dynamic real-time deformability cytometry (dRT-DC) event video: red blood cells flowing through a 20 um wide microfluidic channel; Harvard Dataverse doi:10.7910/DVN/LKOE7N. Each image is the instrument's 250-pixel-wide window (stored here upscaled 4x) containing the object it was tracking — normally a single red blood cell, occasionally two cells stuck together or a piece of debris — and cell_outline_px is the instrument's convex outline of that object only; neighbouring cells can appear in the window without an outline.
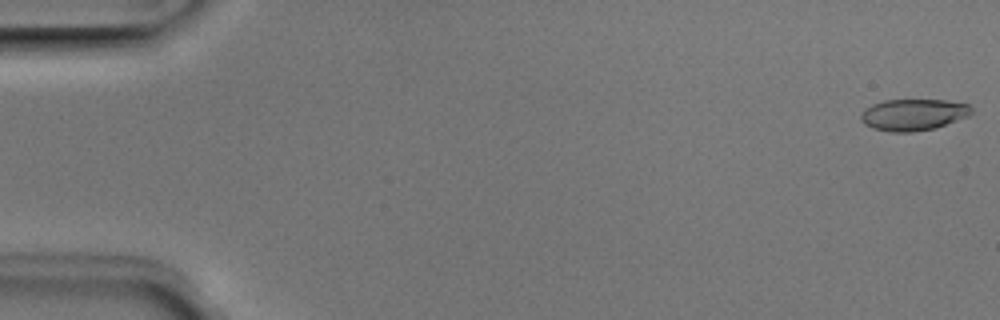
{"species": "Egyptian fruit bat (a non-hibernating species)", "species_latin": "Rousettus aegyptiacus", "temperature_condition": "room temperature", "stored_images_in_passage": 2, "camera_frame_rate_fps": 3000, "um_per_image_px": 0.085, "animal": {"sex": "male"}, "frame": {"image": 1, "passage_image": 2, "time_ms": 0.333, "image_size_px": [1000, 320], "cell_outline_px": [[972, 112], [968, 116], [936, 128], [912, 132], [888, 132], [872, 128], [864, 124], [860, 120], [860, 116], [864, 108], [872, 104], [884, 100], [944, 100], [968, 104], [972, 108]], "centroid_in_image_um": [77.6, 9.75], "position_along_channel_um": 7.4, "area_um2": 20.46}}